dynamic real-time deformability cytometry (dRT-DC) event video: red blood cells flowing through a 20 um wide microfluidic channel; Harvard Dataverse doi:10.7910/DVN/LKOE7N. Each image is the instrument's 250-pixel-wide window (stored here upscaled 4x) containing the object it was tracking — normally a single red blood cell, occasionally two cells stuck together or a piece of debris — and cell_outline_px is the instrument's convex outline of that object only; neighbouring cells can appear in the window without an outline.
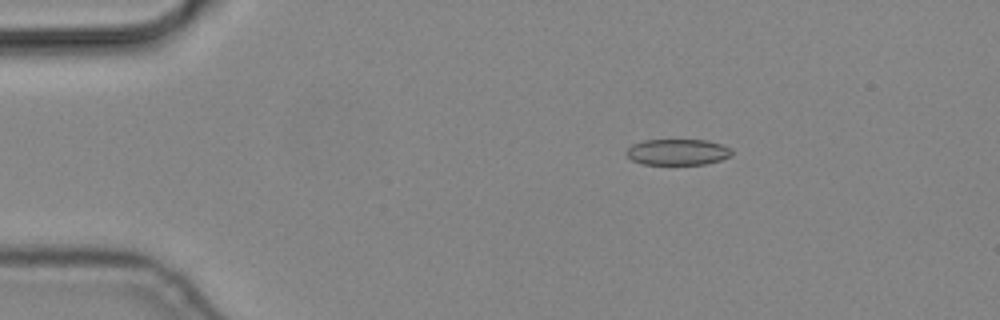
{"species": "common noctule bat (a hibernating species)", "species_latin": "Nyctalus noctula", "temperature_condition": "cold", "stored_images_in_passage": 4, "camera_frame_rate_fps": 3000, "um_per_image_px": 0.085, "animal": {"sex": "male", "body_mass_g": 19.2, "forearm_length_mm": 51.8}, "frame": {"image": 1, "passage_image": 3, "time_ms": 0.667, "image_size_px": [1000, 320], "cell_outline_px": [[732, 156], [720, 160], [704, 164], [644, 164], [632, 160], [624, 152], [632, 144], [644, 140], [708, 140], [732, 148]], "centroid_in_image_um": [57.61, 12.92], "position_along_channel_um": 27.4, "area_um2": 16.01}}